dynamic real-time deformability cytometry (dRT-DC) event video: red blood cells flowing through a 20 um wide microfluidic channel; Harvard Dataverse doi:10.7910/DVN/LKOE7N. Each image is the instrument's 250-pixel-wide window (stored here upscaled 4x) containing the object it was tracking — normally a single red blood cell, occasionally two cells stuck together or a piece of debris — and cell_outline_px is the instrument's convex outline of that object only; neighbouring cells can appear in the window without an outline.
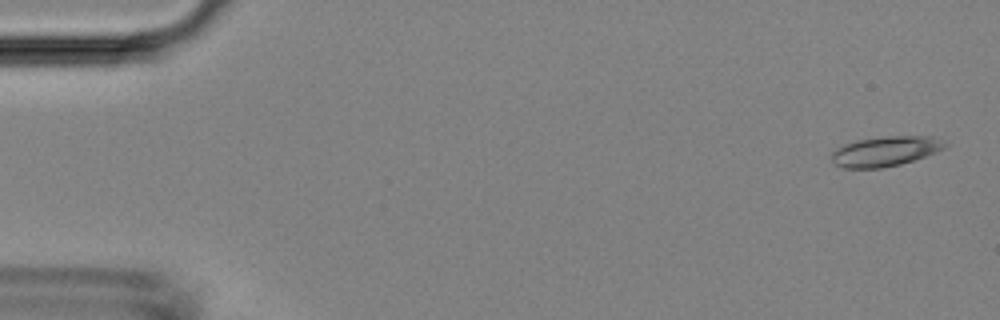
{"species": "Egyptian fruit bat (a non-hibernating species)", "species_latin": "Rousettus aegyptiacus", "temperature_condition": "room temperature", "stored_images_in_passage": 48, "camera_frame_rate_fps": 3000, "um_per_image_px": 0.085, "animal": {"sex": "female"}, "frame": {"image": 1, "passage_image": 1, "time_ms": 0.0, "image_size_px": [1000, 320], "cell_outline_px": [[948, 144], [944, 148], [936, 152], [900, 164], [884, 168], [844, 168], [836, 164], [832, 160], [832, 152], [836, 148], [844, 144], [856, 140], [884, 136], [932, 136]], "centroid_in_image_um": [75.23, 12.85], "position_along_channel_um": 9.8, "area_um2": 19.65}}
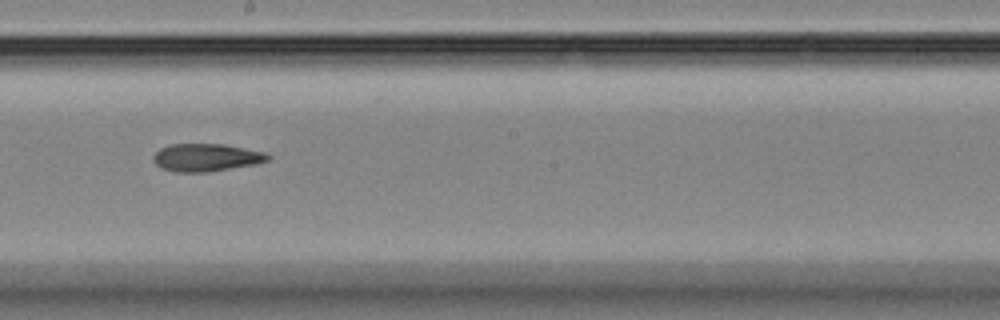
{"frame": {"image": 2, "passage_image": 26, "time_ms": 8.333, "image_size_px": [1000, 320], "cell_outline_px": [[272, 160], [256, 164], [208, 172], [176, 172], [160, 168], [152, 160], [152, 156], [160, 148], [172, 144], [224, 144], [264, 152], [272, 156]], "centroid_in_image_um": [17.54, 13.39], "position_along_channel_um": 230.7, "area_um2": 18.67}}
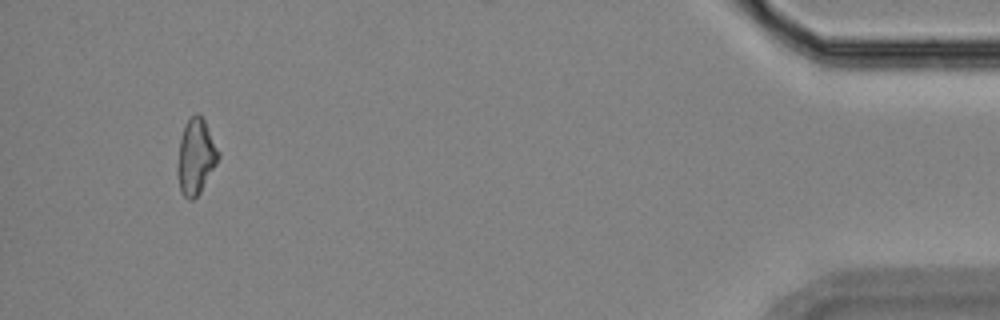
{"frame": {"image": 3, "passage_image": 45, "time_ms": 14.667, "image_size_px": [1000, 320], "cell_outline_px": [[220, 156], [216, 164], [200, 192], [192, 200], [188, 200], [180, 192], [176, 172], [176, 168], [180, 140], [184, 124], [196, 112], [200, 112], [220, 152]], "centroid_in_image_um": [16.62, 13.31], "position_along_channel_um": 418.6, "area_um2": 18.09}}